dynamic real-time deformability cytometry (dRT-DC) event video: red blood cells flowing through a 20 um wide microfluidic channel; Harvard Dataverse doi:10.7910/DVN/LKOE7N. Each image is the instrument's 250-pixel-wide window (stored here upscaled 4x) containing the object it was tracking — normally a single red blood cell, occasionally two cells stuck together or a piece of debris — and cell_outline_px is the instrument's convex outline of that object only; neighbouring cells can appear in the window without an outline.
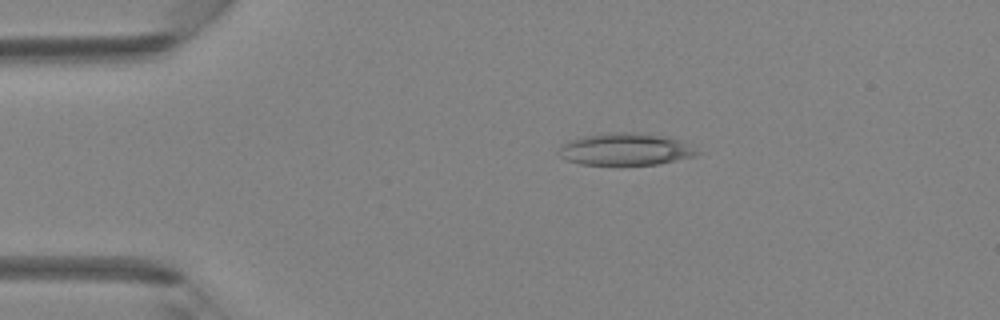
{"species": "Egyptian fruit bat (a non-hibernating species)", "species_latin": "Rousettus aegyptiacus", "temperature_condition": "room temperature", "stored_images_in_passage": 44, "camera_frame_rate_fps": 3000, "um_per_image_px": 0.085, "animal": {"sex": "female"}, "frame": {"image": 1, "passage_image": 9, "time_ms": 2.667, "image_size_px": [1000, 320], "cell_outline_px": [[700, 152], [696, 156], [656, 164], [580, 164], [568, 160], [560, 156], [560, 148], [568, 140], [580, 136], [604, 132], [632, 132], [664, 136], [676, 140]], "centroid_in_image_um": [53.1, 12.67], "position_along_channel_um": 31.9, "area_um2": 25.43}}
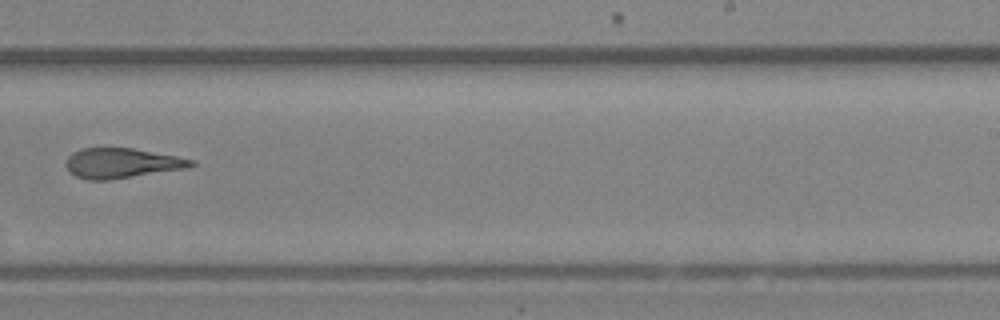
{"frame": {"image": 2, "passage_image": 28, "time_ms": 9.0, "image_size_px": [1000, 320], "cell_outline_px": [[196, 164], [184, 168], [108, 180], [88, 180], [76, 176], [68, 172], [64, 164], [68, 156], [72, 152], [80, 148], [132, 148], [176, 156], [196, 160]], "centroid_in_image_um": [10.27, 13.86], "position_along_channel_um": 278.7, "area_um2": 21.79}}
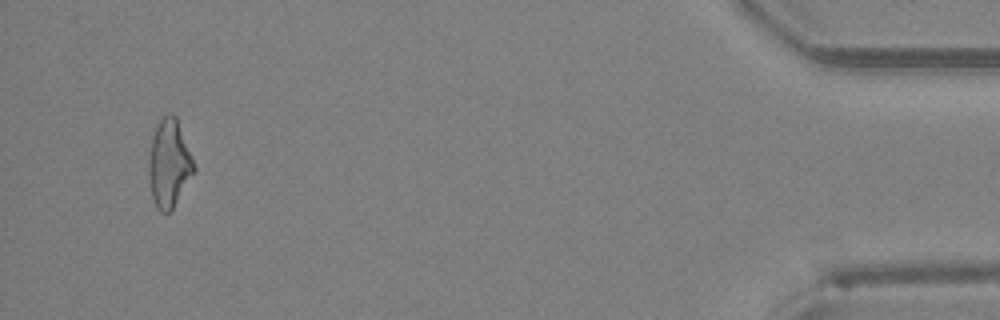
{"frame": {"image": 3, "passage_image": 42, "time_ms": 13.667, "image_size_px": [1000, 320], "cell_outline_px": [[196, 168], [172, 212], [160, 212], [156, 208], [152, 200], [148, 176], [148, 160], [152, 136], [160, 120], [168, 112], [172, 112], [176, 116], [192, 156]], "centroid_in_image_um": [14.36, 13.93], "position_along_channel_um": 420.8, "area_um2": 23.41}}